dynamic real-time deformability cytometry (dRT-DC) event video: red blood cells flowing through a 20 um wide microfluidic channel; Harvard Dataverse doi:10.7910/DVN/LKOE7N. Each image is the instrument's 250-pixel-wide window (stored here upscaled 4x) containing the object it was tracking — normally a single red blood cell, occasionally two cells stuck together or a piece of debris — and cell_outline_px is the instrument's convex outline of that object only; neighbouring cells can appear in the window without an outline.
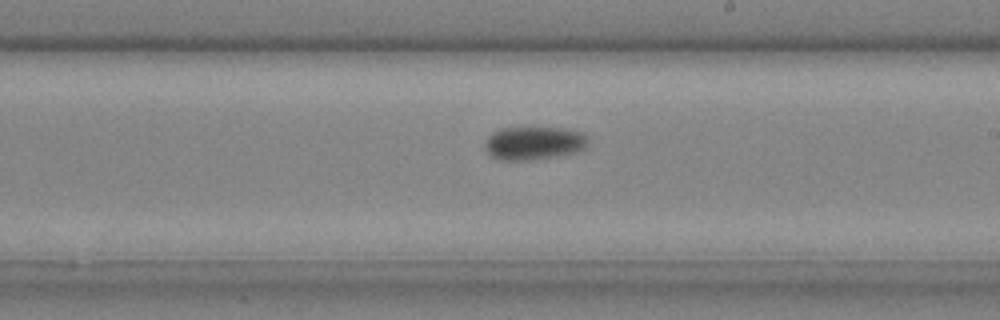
{"species": "common noctule bat (a hibernating species)", "species_latin": "Nyctalus noctula", "temperature_condition": "cold", "stored_images_in_passage": 22, "camera_frame_rate_fps": 3000, "um_per_image_px": 0.085, "animal": {"sex": "male", "body_mass_g": 20.4}, "frame": {"image": 1, "passage_image": 10, "time_ms": 3.0, "image_size_px": [1000, 320], "cell_outline_px": [[588, 148], [576, 152], [556, 156], [528, 160], [500, 160], [492, 156], [484, 148], [484, 144], [488, 136], [492, 132], [504, 128], [564, 128], [580, 132], [588, 136]], "centroid_in_image_um": [45.4, 12.17], "position_along_channel_um": 243.6, "area_um2": 20.06}}